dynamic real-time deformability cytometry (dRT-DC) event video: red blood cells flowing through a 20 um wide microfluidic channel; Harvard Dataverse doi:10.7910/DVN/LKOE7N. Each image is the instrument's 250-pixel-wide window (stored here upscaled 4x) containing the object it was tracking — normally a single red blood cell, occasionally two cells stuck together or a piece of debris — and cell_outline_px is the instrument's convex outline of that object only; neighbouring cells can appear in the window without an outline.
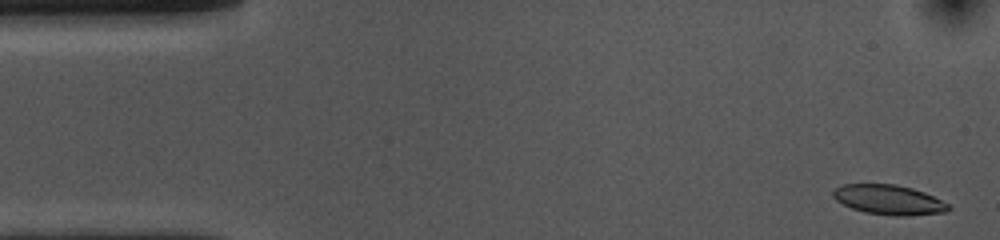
{"species": "common noctule bat (a hibernating species)", "species_latin": "Nyctalus noctula", "temperature_condition": "cold", "stored_images_in_passage": 54, "camera_frame_rate_fps": 3000, "um_per_image_px": 0.085, "animal": {"sex": "female", "body_mass_g": 10.0, "forearm_length_mm": 53.1}, "frame": {"image": 1, "passage_image": 2, "time_ms": 0.333, "image_size_px": [1000, 240], "cell_outline_px": [[952, 208], [948, 212], [908, 216], [892, 216], [864, 212], [852, 208], [836, 200], [832, 196], [832, 192], [836, 188], [844, 184], [896, 184], [912, 188], [924, 192], [948, 204]], "centroid_in_image_um": [75.57, 16.99], "position_along_channel_um": 9.4, "area_um2": 20.06}}
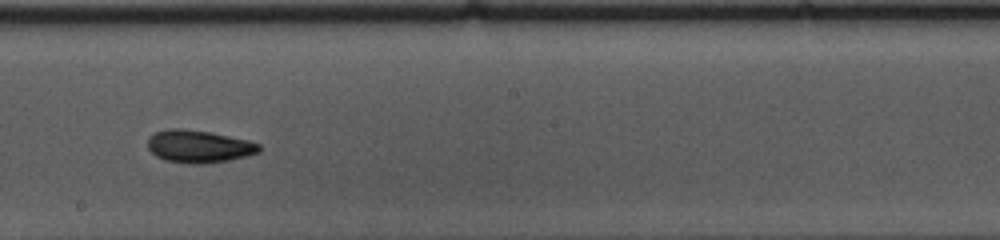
{"frame": {"image": 2, "passage_image": 29, "time_ms": 9.333, "image_size_px": [1000, 240], "cell_outline_px": [[260, 152], [248, 156], [228, 160], [204, 164], [192, 164], [164, 160], [156, 156], [148, 148], [148, 136], [156, 132], [168, 128], [180, 128], [212, 132], [248, 140], [260, 144]], "centroid_in_image_um": [16.9, 12.44], "position_along_channel_um": 231.3, "area_um2": 21.33}}
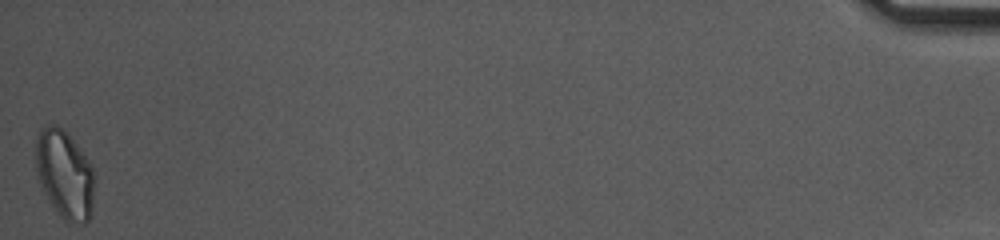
{"frame": {"image": 3, "passage_image": 54, "time_ms": 17.667, "image_size_px": [1000, 240], "cell_outline_px": [[96, 180], [92, 216], [84, 224], [68, 224], [60, 216], [52, 204], [40, 184], [36, 176], [36, 140], [40, 132], [48, 124], [56, 124], [72, 140], [88, 160], [92, 168]], "centroid_in_image_um": [5.53, 14.9], "position_along_channel_um": 429.7, "area_um2": 30.35}, "authors_computed_cell_mechanics": {"area_um2": 20.9236, "velocity_mm_per_s": 3.6157, "shape_relaxation_time_tau1_ms": 3.1264, "shape_relaxation_time_tau2_ms": 3.2935, "deformation_change_tau1": 0.1302, "deformation_change_tau2": 0.0989}}